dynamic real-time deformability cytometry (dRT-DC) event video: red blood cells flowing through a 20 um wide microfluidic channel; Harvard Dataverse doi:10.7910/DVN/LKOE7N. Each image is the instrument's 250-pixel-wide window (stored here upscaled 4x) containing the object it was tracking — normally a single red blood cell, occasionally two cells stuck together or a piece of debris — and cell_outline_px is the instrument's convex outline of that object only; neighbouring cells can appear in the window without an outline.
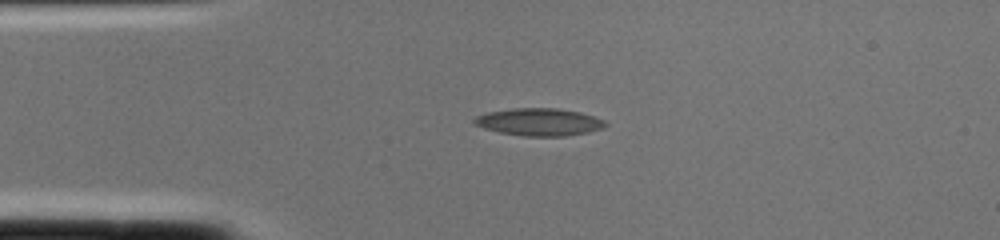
{"species": "common noctule bat (a hibernating species)", "species_latin": "Nyctalus noctula", "temperature_condition": "cold", "stored_images_in_passage": 3, "camera_frame_rate_fps": 3000, "um_per_image_px": 0.085, "animal": {"sex": "female", "body_mass_g": 22.0, "forearm_length_mm": 56.7}, "frame": {"image": 1, "passage_image": 3, "time_ms": 0.667, "image_size_px": [1000, 240], "cell_outline_px": [[608, 124], [604, 128], [588, 132], [564, 136], [524, 136], [500, 132], [484, 128], [476, 124], [472, 120], [476, 116], [488, 112], [512, 108], [556, 108], [580, 112], [604, 120]], "centroid_in_image_um": [45.84, 10.37], "position_along_channel_um": 39.2, "area_um2": 20.87}}